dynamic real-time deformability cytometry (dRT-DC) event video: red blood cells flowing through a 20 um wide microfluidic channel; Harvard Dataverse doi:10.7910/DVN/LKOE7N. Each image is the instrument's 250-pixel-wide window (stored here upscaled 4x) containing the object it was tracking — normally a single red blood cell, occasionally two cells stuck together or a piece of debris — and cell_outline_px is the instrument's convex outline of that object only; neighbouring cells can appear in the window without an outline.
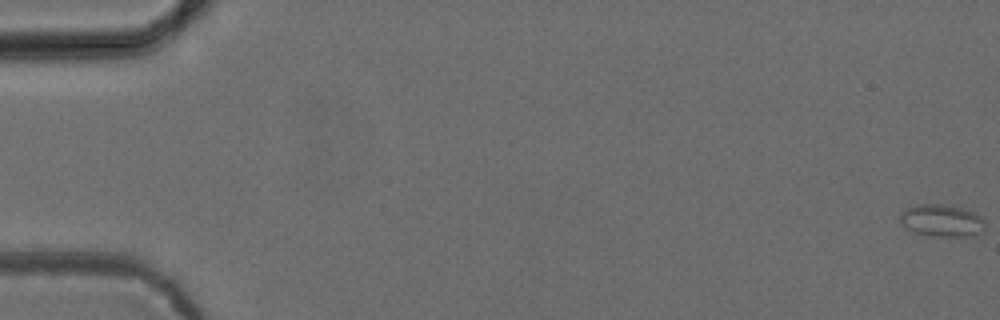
{"species": "common noctule bat (a hibernating species)", "species_latin": "Nyctalus noctula", "temperature_condition": "cold", "stored_images_in_passage": 55, "camera_frame_rate_fps": 3000, "um_per_image_px": 0.085, "animal": {"sex": "female", "body_mass_g": 24.6, "forearm_length_mm": 56.2}, "frame": {"image": 1, "passage_image": 1, "time_ms": 0.0, "image_size_px": [1000, 320], "cell_outline_px": [[984, 232], [968, 236], [928, 236], [916, 232], [900, 224], [900, 212], [904, 208], [916, 204], [944, 204], [976, 212], [984, 220]], "centroid_in_image_um": [80.03, 18.74], "position_along_channel_um": 5.0, "area_um2": 16.13}}
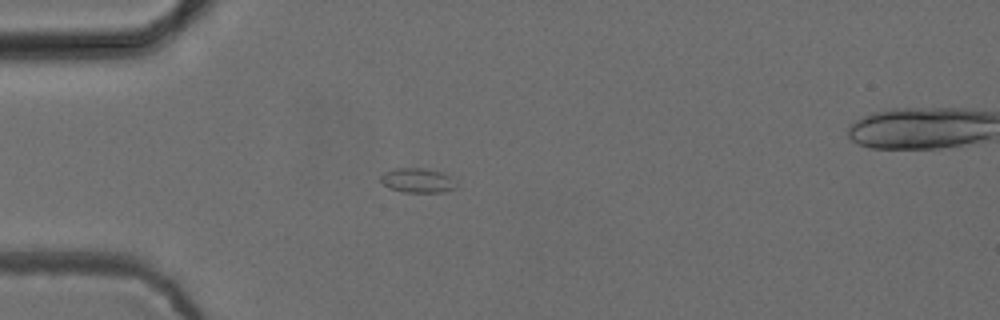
{"frame": {"image": 2, "passage_image": 16, "time_ms": 5.0, "image_size_px": [1000, 320], "cell_outline_px": [[456, 188], [440, 192], [404, 192], [388, 188], [380, 180], [380, 176], [384, 172], [396, 168], [424, 168], [444, 172], [456, 184]], "centroid_in_image_um": [35.46, 15.33], "position_along_channel_um": 49.5, "area_um2": 10.75}}
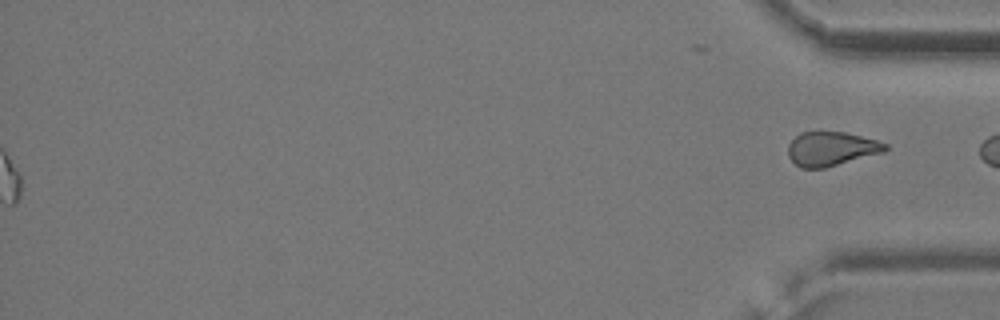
{"frame": {"image": 3, "passage_image": 55, "time_ms": 18.0, "image_size_px": [1000, 320], "cell_outline_px": [[888, 148], [884, 152], [824, 168], [800, 168], [788, 156], [788, 144], [800, 132], [844, 132], [876, 140], [888, 144]], "centroid_in_image_um": [70.65, 12.65], "position_along_channel_um": 364.6, "area_um2": 19.19}}